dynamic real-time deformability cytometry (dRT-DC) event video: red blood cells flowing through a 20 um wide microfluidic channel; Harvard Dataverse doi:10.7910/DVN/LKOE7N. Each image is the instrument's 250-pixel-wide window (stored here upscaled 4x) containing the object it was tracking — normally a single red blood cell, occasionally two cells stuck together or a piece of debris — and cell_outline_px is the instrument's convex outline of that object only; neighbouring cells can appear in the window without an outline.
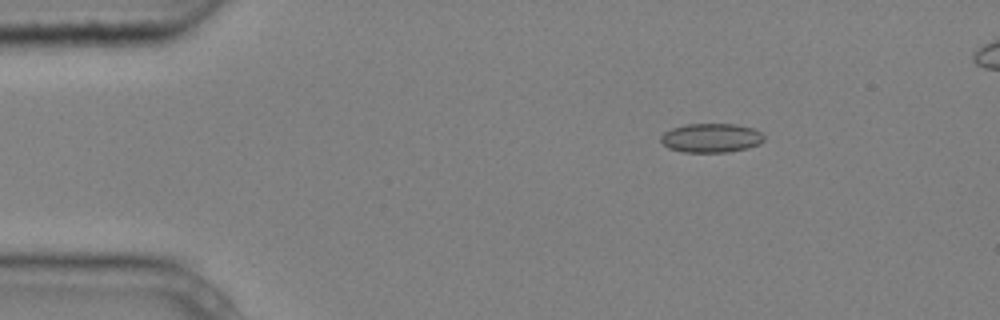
{"species": "common noctule bat (a hibernating species)", "species_latin": "Nyctalus noctula", "temperature_condition": "cold", "stored_images_in_passage": 6, "segment_of_instrument_passage": [1, 2], "camera_frame_rate_fps": 3000, "um_per_image_px": 0.085, "animal": {"sex": "male", "body_mass_g": 20.4}, "frame": {"image": 1, "passage_image": 3, "time_ms": 0.667, "image_size_px": [1000, 320], "cell_outline_px": [[764, 140], [760, 144], [748, 148], [728, 152], [680, 152], [668, 148], [660, 140], [660, 136], [664, 132], [672, 128], [684, 124], [736, 124], [752, 128], [760, 132], [764, 136]], "centroid_in_image_um": [60.44, 11.73], "position_along_channel_um": 24.6, "area_um2": 17.63}}